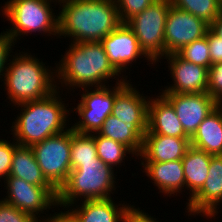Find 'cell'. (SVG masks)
I'll return each instance as SVG.
<instances>
[{
	"mask_svg": "<svg viewBox=\"0 0 222 222\" xmlns=\"http://www.w3.org/2000/svg\"><path fill=\"white\" fill-rule=\"evenodd\" d=\"M61 56L63 58L55 66L56 84L61 82L60 86H65L70 92L77 87L109 85L106 83L110 78H116V83H121L128 77L123 74L120 76L121 74L113 67L101 42H71L64 56Z\"/></svg>",
	"mask_w": 222,
	"mask_h": 222,
	"instance_id": "cell-1",
	"label": "cell"
},
{
	"mask_svg": "<svg viewBox=\"0 0 222 222\" xmlns=\"http://www.w3.org/2000/svg\"><path fill=\"white\" fill-rule=\"evenodd\" d=\"M59 4L58 37H71L73 43L101 42L122 23L115 0H59Z\"/></svg>",
	"mask_w": 222,
	"mask_h": 222,
	"instance_id": "cell-2",
	"label": "cell"
},
{
	"mask_svg": "<svg viewBox=\"0 0 222 222\" xmlns=\"http://www.w3.org/2000/svg\"><path fill=\"white\" fill-rule=\"evenodd\" d=\"M49 96L18 104L17 118L12 123L11 135L19 146L31 147L46 138L63 133L69 129L67 123L71 110L66 108L60 96V86ZM22 111V112H21ZM68 121V122H67ZM68 127V128H67ZM13 132V133H12Z\"/></svg>",
	"mask_w": 222,
	"mask_h": 222,
	"instance_id": "cell-3",
	"label": "cell"
},
{
	"mask_svg": "<svg viewBox=\"0 0 222 222\" xmlns=\"http://www.w3.org/2000/svg\"><path fill=\"white\" fill-rule=\"evenodd\" d=\"M8 62L2 81L12 106L45 98L57 89L54 67L48 68L35 55L19 50Z\"/></svg>",
	"mask_w": 222,
	"mask_h": 222,
	"instance_id": "cell-4",
	"label": "cell"
},
{
	"mask_svg": "<svg viewBox=\"0 0 222 222\" xmlns=\"http://www.w3.org/2000/svg\"><path fill=\"white\" fill-rule=\"evenodd\" d=\"M113 169L100 159L97 162L82 163L80 168L72 169L67 181L58 190L57 206L64 209L76 206L77 200L112 198L117 176Z\"/></svg>",
	"mask_w": 222,
	"mask_h": 222,
	"instance_id": "cell-5",
	"label": "cell"
},
{
	"mask_svg": "<svg viewBox=\"0 0 222 222\" xmlns=\"http://www.w3.org/2000/svg\"><path fill=\"white\" fill-rule=\"evenodd\" d=\"M51 2L59 0H9L5 2L2 13L10 22L11 28L6 33L17 44L20 36H28L32 32H39L47 36L58 37L59 16L53 13Z\"/></svg>",
	"mask_w": 222,
	"mask_h": 222,
	"instance_id": "cell-6",
	"label": "cell"
},
{
	"mask_svg": "<svg viewBox=\"0 0 222 222\" xmlns=\"http://www.w3.org/2000/svg\"><path fill=\"white\" fill-rule=\"evenodd\" d=\"M170 0H156L126 24L134 32L140 49L155 64L165 57V25Z\"/></svg>",
	"mask_w": 222,
	"mask_h": 222,
	"instance_id": "cell-7",
	"label": "cell"
},
{
	"mask_svg": "<svg viewBox=\"0 0 222 222\" xmlns=\"http://www.w3.org/2000/svg\"><path fill=\"white\" fill-rule=\"evenodd\" d=\"M129 82L126 79L121 83L114 84L115 86L112 88L109 85L94 87V89L92 87L81 88L83 93L80 96V103L73 109L75 113H78L79 121H76L71 128L81 134L98 132L105 119L111 115L115 96Z\"/></svg>",
	"mask_w": 222,
	"mask_h": 222,
	"instance_id": "cell-8",
	"label": "cell"
},
{
	"mask_svg": "<svg viewBox=\"0 0 222 222\" xmlns=\"http://www.w3.org/2000/svg\"><path fill=\"white\" fill-rule=\"evenodd\" d=\"M46 180L58 191L71 171V127L31 146Z\"/></svg>",
	"mask_w": 222,
	"mask_h": 222,
	"instance_id": "cell-9",
	"label": "cell"
},
{
	"mask_svg": "<svg viewBox=\"0 0 222 222\" xmlns=\"http://www.w3.org/2000/svg\"><path fill=\"white\" fill-rule=\"evenodd\" d=\"M7 196L2 199L4 202L26 212L36 218L39 222L40 214L46 210L57 208L58 191L53 186H35L23 179L8 176L4 184ZM55 206V207H54ZM39 214V215H38ZM40 219H38V217Z\"/></svg>",
	"mask_w": 222,
	"mask_h": 222,
	"instance_id": "cell-10",
	"label": "cell"
},
{
	"mask_svg": "<svg viewBox=\"0 0 222 222\" xmlns=\"http://www.w3.org/2000/svg\"><path fill=\"white\" fill-rule=\"evenodd\" d=\"M208 29L209 24L203 19L171 5L165 25V56L203 38Z\"/></svg>",
	"mask_w": 222,
	"mask_h": 222,
	"instance_id": "cell-11",
	"label": "cell"
},
{
	"mask_svg": "<svg viewBox=\"0 0 222 222\" xmlns=\"http://www.w3.org/2000/svg\"><path fill=\"white\" fill-rule=\"evenodd\" d=\"M174 108L185 133L191 138L201 122L219 104L208 93H160Z\"/></svg>",
	"mask_w": 222,
	"mask_h": 222,
	"instance_id": "cell-12",
	"label": "cell"
},
{
	"mask_svg": "<svg viewBox=\"0 0 222 222\" xmlns=\"http://www.w3.org/2000/svg\"><path fill=\"white\" fill-rule=\"evenodd\" d=\"M222 203V155H211L208 177L203 187L186 202L188 216L215 218ZM219 206V207H217Z\"/></svg>",
	"mask_w": 222,
	"mask_h": 222,
	"instance_id": "cell-13",
	"label": "cell"
},
{
	"mask_svg": "<svg viewBox=\"0 0 222 222\" xmlns=\"http://www.w3.org/2000/svg\"><path fill=\"white\" fill-rule=\"evenodd\" d=\"M105 53L110 63L120 73L126 72L132 62L144 57L151 64H154L140 49L139 42L134 32L126 23H121L114 31L101 40Z\"/></svg>",
	"mask_w": 222,
	"mask_h": 222,
	"instance_id": "cell-14",
	"label": "cell"
},
{
	"mask_svg": "<svg viewBox=\"0 0 222 222\" xmlns=\"http://www.w3.org/2000/svg\"><path fill=\"white\" fill-rule=\"evenodd\" d=\"M163 59L168 61L170 77L174 84L165 86V90L159 93H207L208 69L206 67L188 62L177 53L168 54Z\"/></svg>",
	"mask_w": 222,
	"mask_h": 222,
	"instance_id": "cell-15",
	"label": "cell"
},
{
	"mask_svg": "<svg viewBox=\"0 0 222 222\" xmlns=\"http://www.w3.org/2000/svg\"><path fill=\"white\" fill-rule=\"evenodd\" d=\"M129 82L114 99L111 115L122 122L134 124L143 134L147 131L148 103L150 96L140 94Z\"/></svg>",
	"mask_w": 222,
	"mask_h": 222,
	"instance_id": "cell-16",
	"label": "cell"
},
{
	"mask_svg": "<svg viewBox=\"0 0 222 222\" xmlns=\"http://www.w3.org/2000/svg\"><path fill=\"white\" fill-rule=\"evenodd\" d=\"M190 146V138L145 133L138 159H142L141 162L182 160Z\"/></svg>",
	"mask_w": 222,
	"mask_h": 222,
	"instance_id": "cell-17",
	"label": "cell"
},
{
	"mask_svg": "<svg viewBox=\"0 0 222 222\" xmlns=\"http://www.w3.org/2000/svg\"><path fill=\"white\" fill-rule=\"evenodd\" d=\"M148 103L147 131L145 133L190 138L184 131L173 106L160 94Z\"/></svg>",
	"mask_w": 222,
	"mask_h": 222,
	"instance_id": "cell-18",
	"label": "cell"
},
{
	"mask_svg": "<svg viewBox=\"0 0 222 222\" xmlns=\"http://www.w3.org/2000/svg\"><path fill=\"white\" fill-rule=\"evenodd\" d=\"M143 172L157 186L159 192L167 196H177L185 187L182 160L167 162H141ZM154 181V182H153ZM173 194V195H172Z\"/></svg>",
	"mask_w": 222,
	"mask_h": 222,
	"instance_id": "cell-19",
	"label": "cell"
},
{
	"mask_svg": "<svg viewBox=\"0 0 222 222\" xmlns=\"http://www.w3.org/2000/svg\"><path fill=\"white\" fill-rule=\"evenodd\" d=\"M81 202L79 203L81 206L68 207L79 222H124L126 212L130 206V203L117 205L112 198Z\"/></svg>",
	"mask_w": 222,
	"mask_h": 222,
	"instance_id": "cell-20",
	"label": "cell"
},
{
	"mask_svg": "<svg viewBox=\"0 0 222 222\" xmlns=\"http://www.w3.org/2000/svg\"><path fill=\"white\" fill-rule=\"evenodd\" d=\"M190 145L211 155H222V105L201 122L190 138Z\"/></svg>",
	"mask_w": 222,
	"mask_h": 222,
	"instance_id": "cell-21",
	"label": "cell"
},
{
	"mask_svg": "<svg viewBox=\"0 0 222 222\" xmlns=\"http://www.w3.org/2000/svg\"><path fill=\"white\" fill-rule=\"evenodd\" d=\"M211 161V154L190 146L182 159L185 188L189 191V201L204 185Z\"/></svg>",
	"mask_w": 222,
	"mask_h": 222,
	"instance_id": "cell-22",
	"label": "cell"
},
{
	"mask_svg": "<svg viewBox=\"0 0 222 222\" xmlns=\"http://www.w3.org/2000/svg\"><path fill=\"white\" fill-rule=\"evenodd\" d=\"M97 133L127 146L136 157L142 151L144 134L132 123L109 115Z\"/></svg>",
	"mask_w": 222,
	"mask_h": 222,
	"instance_id": "cell-23",
	"label": "cell"
},
{
	"mask_svg": "<svg viewBox=\"0 0 222 222\" xmlns=\"http://www.w3.org/2000/svg\"><path fill=\"white\" fill-rule=\"evenodd\" d=\"M9 175L35 186H52L43 175L31 147L18 146L15 149Z\"/></svg>",
	"mask_w": 222,
	"mask_h": 222,
	"instance_id": "cell-24",
	"label": "cell"
},
{
	"mask_svg": "<svg viewBox=\"0 0 222 222\" xmlns=\"http://www.w3.org/2000/svg\"><path fill=\"white\" fill-rule=\"evenodd\" d=\"M98 160L94 137L91 134L77 133L71 128V170L80 168L82 163Z\"/></svg>",
	"mask_w": 222,
	"mask_h": 222,
	"instance_id": "cell-25",
	"label": "cell"
},
{
	"mask_svg": "<svg viewBox=\"0 0 222 222\" xmlns=\"http://www.w3.org/2000/svg\"><path fill=\"white\" fill-rule=\"evenodd\" d=\"M95 139L97 155L101 161L105 164L113 167L122 166V162L125 163L127 154L135 156L134 153L125 145L118 141L112 140L107 137L99 135L97 132L91 134Z\"/></svg>",
	"mask_w": 222,
	"mask_h": 222,
	"instance_id": "cell-26",
	"label": "cell"
},
{
	"mask_svg": "<svg viewBox=\"0 0 222 222\" xmlns=\"http://www.w3.org/2000/svg\"><path fill=\"white\" fill-rule=\"evenodd\" d=\"M171 5L203 19L209 25L222 12V0H170Z\"/></svg>",
	"mask_w": 222,
	"mask_h": 222,
	"instance_id": "cell-27",
	"label": "cell"
},
{
	"mask_svg": "<svg viewBox=\"0 0 222 222\" xmlns=\"http://www.w3.org/2000/svg\"><path fill=\"white\" fill-rule=\"evenodd\" d=\"M177 54L188 62L201 65L208 69L211 66V58L207 41V32L203 38L184 46Z\"/></svg>",
	"mask_w": 222,
	"mask_h": 222,
	"instance_id": "cell-28",
	"label": "cell"
},
{
	"mask_svg": "<svg viewBox=\"0 0 222 222\" xmlns=\"http://www.w3.org/2000/svg\"><path fill=\"white\" fill-rule=\"evenodd\" d=\"M119 18L122 23H126L135 15L141 13L156 0H115Z\"/></svg>",
	"mask_w": 222,
	"mask_h": 222,
	"instance_id": "cell-29",
	"label": "cell"
},
{
	"mask_svg": "<svg viewBox=\"0 0 222 222\" xmlns=\"http://www.w3.org/2000/svg\"><path fill=\"white\" fill-rule=\"evenodd\" d=\"M207 93L222 105V62L212 64L208 68Z\"/></svg>",
	"mask_w": 222,
	"mask_h": 222,
	"instance_id": "cell-30",
	"label": "cell"
},
{
	"mask_svg": "<svg viewBox=\"0 0 222 222\" xmlns=\"http://www.w3.org/2000/svg\"><path fill=\"white\" fill-rule=\"evenodd\" d=\"M12 141L0 139V179L3 181L9 176L13 153L19 146L14 139Z\"/></svg>",
	"mask_w": 222,
	"mask_h": 222,
	"instance_id": "cell-31",
	"label": "cell"
},
{
	"mask_svg": "<svg viewBox=\"0 0 222 222\" xmlns=\"http://www.w3.org/2000/svg\"><path fill=\"white\" fill-rule=\"evenodd\" d=\"M0 222H38L32 215L0 200Z\"/></svg>",
	"mask_w": 222,
	"mask_h": 222,
	"instance_id": "cell-32",
	"label": "cell"
},
{
	"mask_svg": "<svg viewBox=\"0 0 222 222\" xmlns=\"http://www.w3.org/2000/svg\"><path fill=\"white\" fill-rule=\"evenodd\" d=\"M13 40L8 36V34L4 31L0 33V79H3V73L8 63V59L10 58L14 47ZM2 76V77H1Z\"/></svg>",
	"mask_w": 222,
	"mask_h": 222,
	"instance_id": "cell-33",
	"label": "cell"
},
{
	"mask_svg": "<svg viewBox=\"0 0 222 222\" xmlns=\"http://www.w3.org/2000/svg\"><path fill=\"white\" fill-rule=\"evenodd\" d=\"M207 41L211 65L222 62V42L210 29L207 31Z\"/></svg>",
	"mask_w": 222,
	"mask_h": 222,
	"instance_id": "cell-34",
	"label": "cell"
},
{
	"mask_svg": "<svg viewBox=\"0 0 222 222\" xmlns=\"http://www.w3.org/2000/svg\"><path fill=\"white\" fill-rule=\"evenodd\" d=\"M157 218L147 214L146 212L140 210V208H135L134 205L129 206L124 222H159L156 221Z\"/></svg>",
	"mask_w": 222,
	"mask_h": 222,
	"instance_id": "cell-35",
	"label": "cell"
},
{
	"mask_svg": "<svg viewBox=\"0 0 222 222\" xmlns=\"http://www.w3.org/2000/svg\"><path fill=\"white\" fill-rule=\"evenodd\" d=\"M65 210L67 211L55 212L54 215L50 214L49 217L46 218L42 216L43 219L40 220V222H79L75 215L71 211L69 212L68 208H65Z\"/></svg>",
	"mask_w": 222,
	"mask_h": 222,
	"instance_id": "cell-36",
	"label": "cell"
},
{
	"mask_svg": "<svg viewBox=\"0 0 222 222\" xmlns=\"http://www.w3.org/2000/svg\"><path fill=\"white\" fill-rule=\"evenodd\" d=\"M209 29L219 38L222 42V12L219 16L209 25Z\"/></svg>",
	"mask_w": 222,
	"mask_h": 222,
	"instance_id": "cell-37",
	"label": "cell"
}]
</instances>
